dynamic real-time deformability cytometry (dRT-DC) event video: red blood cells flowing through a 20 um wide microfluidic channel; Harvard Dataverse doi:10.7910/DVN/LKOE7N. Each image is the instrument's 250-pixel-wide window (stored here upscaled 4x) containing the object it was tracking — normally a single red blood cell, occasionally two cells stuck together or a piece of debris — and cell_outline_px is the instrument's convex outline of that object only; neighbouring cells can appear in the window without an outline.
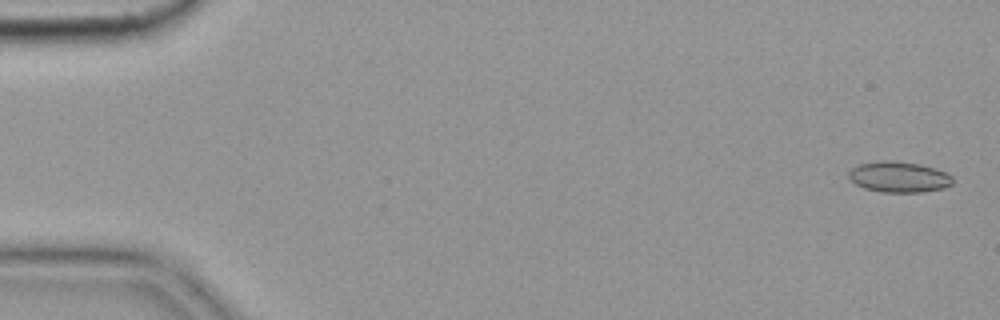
{"species": "common noctule bat (a hibernating species)", "species_latin": "Nyctalus noctula", "temperature_condition": "cold", "stored_images_in_passage": 18, "camera_frame_rate_fps": 3000, "um_per_image_px": 0.085, "animal": {"sex": "female", "body_mass_g": 19.9}, "frame": {"image": 1, "passage_image": 2, "time_ms": 0.333, "image_size_px": [1000, 320], "cell_outline_px": [[952, 184], [944, 188], [924, 192], [880, 192], [864, 188], [856, 184], [848, 176], [848, 172], [852, 168], [860, 164], [880, 160], [892, 160], [920, 164], [944, 172], [952, 176]], "centroid_in_image_um": [76.39, 15.04], "position_along_channel_um": 8.6, "area_um2": 18.61}}
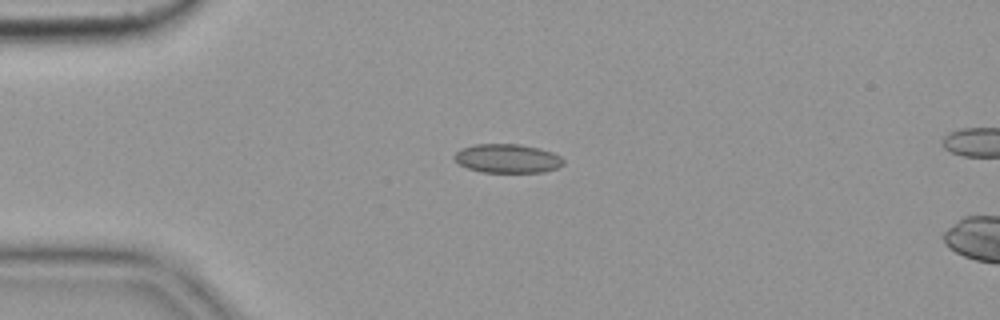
{"frame": {"image": 2, "passage_image": 14, "time_ms": 4.333, "image_size_px": [1000, 320], "cell_outline_px": [[564, 164], [556, 168], [544, 172], [480, 172], [468, 168], [460, 164], [452, 156], [460, 148], [476, 144], [520, 144], [540, 148], [552, 152], [560, 156], [564, 160]], "centroid_in_image_um": [43.13, 13.46], "position_along_channel_um": 41.9, "area_um2": 18.44}}